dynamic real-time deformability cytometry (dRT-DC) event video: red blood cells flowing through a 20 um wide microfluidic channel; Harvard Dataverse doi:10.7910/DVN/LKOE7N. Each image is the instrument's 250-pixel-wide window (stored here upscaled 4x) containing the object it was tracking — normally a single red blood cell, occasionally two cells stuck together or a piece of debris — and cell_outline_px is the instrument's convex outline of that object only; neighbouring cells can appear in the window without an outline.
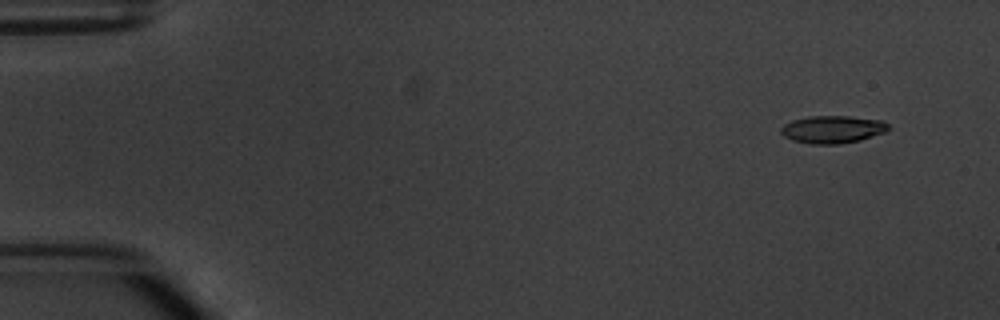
{"species": "common noctule bat (a hibernating species)", "species_latin": "Nyctalus noctula", "temperature_condition": "warm", "stored_images_in_passage": 5, "camera_frame_rate_fps": 3000, "um_per_image_px": 0.085, "animal": {"sex": "male", "body_mass_g": 20.1, "forearm_length_mm": 53.5}, "frame": {"image": 1, "passage_image": 1, "time_ms": 0.0, "image_size_px": [1000, 320], "cell_outline_px": [[888, 128], [884, 132], [860, 140], [840, 144], [812, 144], [792, 140], [784, 136], [780, 132], [780, 128], [784, 124], [792, 120], [808, 116], [848, 116], [884, 120], [888, 124]], "centroid_in_image_um": [70.74, 10.99], "position_along_channel_um": 14.3, "area_um2": 17.28}}
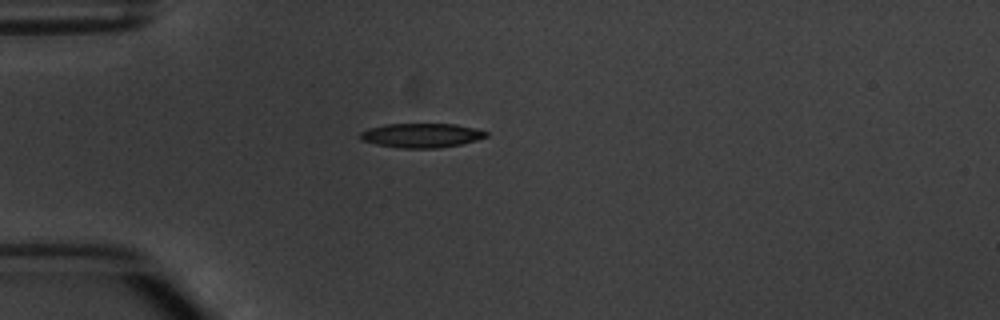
{"frame": {"image": 2, "passage_image": 4, "time_ms": 3.667, "image_size_px": [1000, 320], "cell_outline_px": [[488, 136], [476, 140], [460, 144], [440, 148], [400, 148], [376, 144], [360, 140], [360, 132], [368, 128], [384, 124], [456, 124], [476, 128], [488, 132]], "centroid_in_image_um": [35.81, 11.5], "position_along_channel_um": 49.2, "area_um2": 17.92}}